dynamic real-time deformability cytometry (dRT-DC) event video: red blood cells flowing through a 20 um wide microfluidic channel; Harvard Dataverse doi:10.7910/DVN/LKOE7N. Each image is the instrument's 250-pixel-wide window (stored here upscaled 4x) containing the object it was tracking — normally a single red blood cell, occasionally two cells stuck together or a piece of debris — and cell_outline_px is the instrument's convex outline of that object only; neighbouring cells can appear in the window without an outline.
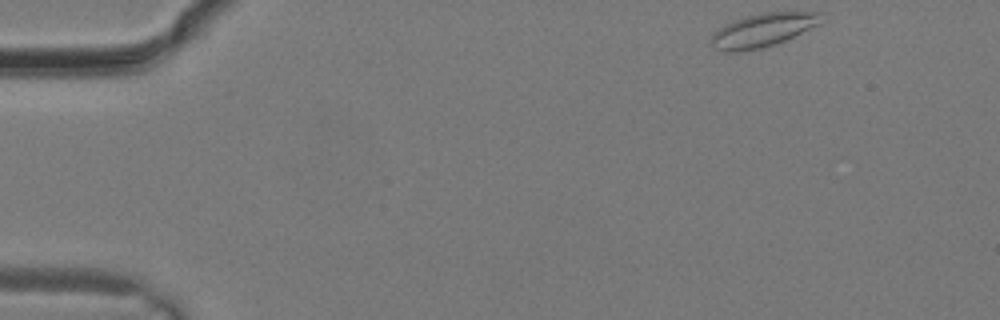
{"species": "common noctule bat (a hibernating species)", "species_latin": "Nyctalus noctula", "temperature_condition": "warm", "stored_images_in_passage": 28, "camera_frame_rate_fps": 3000, "um_per_image_px": 0.085, "animal": {"sex": "male", "body_mass_g": 19.2, "forearm_length_mm": 51.8}, "frame": {"image": 1, "passage_image": 1, "time_ms": 0.0, "image_size_px": [1000, 320], "cell_outline_px": [[824, 12], [820, 24], [784, 40], [760, 48], [740, 52], [724, 52], [716, 48], [712, 44], [712, 36], [720, 28], [736, 20], [760, 12]], "centroid_in_image_um": [64.88, 2.55], "position_along_channel_um": 20.1, "area_um2": 20.98}}
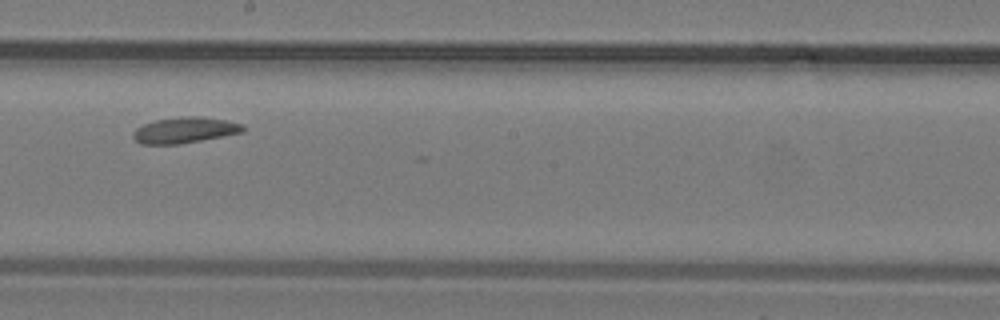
{"frame": {"image": 2, "passage_image": 15, "time_ms": 4.667, "image_size_px": [1000, 320], "cell_outline_px": [[244, 132], [180, 144], [140, 144], [132, 136], [132, 132], [136, 128], [144, 124], [156, 120], [180, 116], [200, 116], [224, 120], [244, 124]], "centroid_in_image_um": [15.69, 11.06], "position_along_channel_um": 232.5, "area_um2": 16.59}}
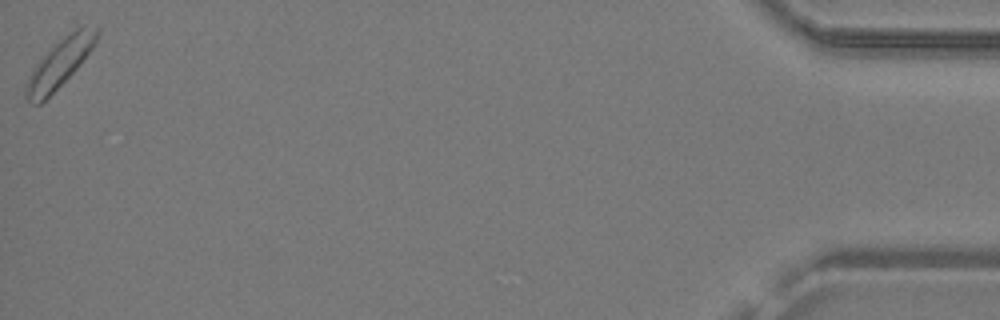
{"frame": {"image": 3, "passage_image": 28, "time_ms": 9.0, "image_size_px": [1000, 320], "cell_outline_px": [[100, 32], [92, 48], [80, 64], [40, 104], [32, 104], [24, 96], [24, 84], [32, 68], [52, 44], [68, 32], [84, 24], [100, 28]], "centroid_in_image_um": [5.05, 5.32], "position_along_channel_um": 430.2, "area_um2": 20.11}}